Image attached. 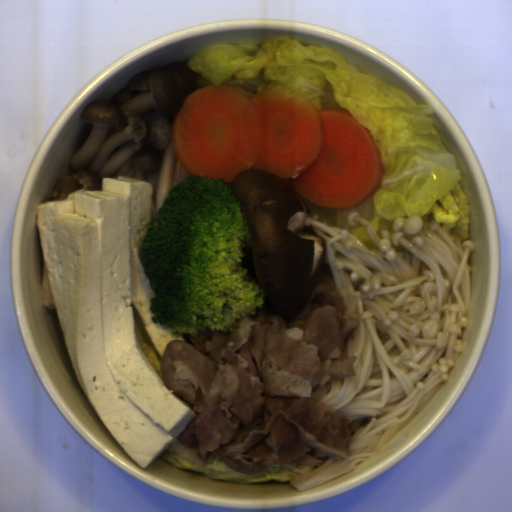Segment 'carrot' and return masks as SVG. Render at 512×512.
I'll use <instances>...</instances> for the list:
<instances>
[{
  "mask_svg": "<svg viewBox=\"0 0 512 512\" xmlns=\"http://www.w3.org/2000/svg\"><path fill=\"white\" fill-rule=\"evenodd\" d=\"M171 143L188 176L229 184L245 170L266 169L333 210L376 195L385 172L373 135L352 113L282 100L271 88L249 98L225 84L199 87L178 109Z\"/></svg>",
  "mask_w": 512,
  "mask_h": 512,
  "instance_id": "obj_1",
  "label": "carrot"
}]
</instances>
